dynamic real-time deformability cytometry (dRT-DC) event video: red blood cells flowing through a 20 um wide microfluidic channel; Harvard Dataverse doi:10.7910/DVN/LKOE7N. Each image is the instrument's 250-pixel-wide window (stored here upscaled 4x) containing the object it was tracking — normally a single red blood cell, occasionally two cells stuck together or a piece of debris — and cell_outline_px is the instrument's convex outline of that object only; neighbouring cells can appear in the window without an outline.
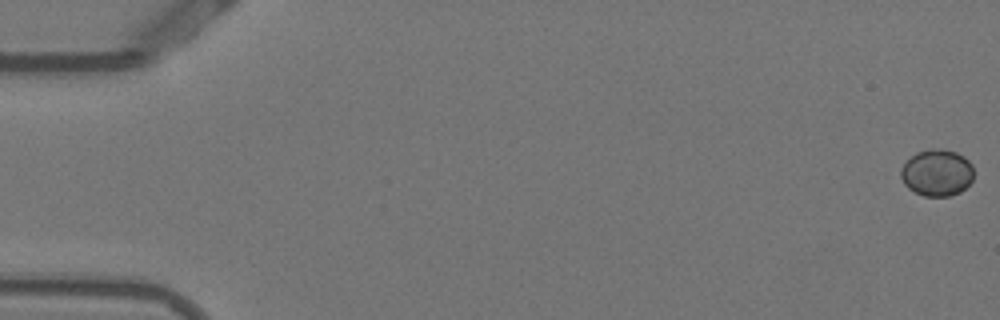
{"species": "Egyptian fruit bat (a non-hibernating species)", "species_latin": "Rousettus aegyptiacus", "temperature_condition": "warm", "stored_images_in_passage": 12, "camera_frame_rate_fps": 3000, "um_per_image_px": 0.085, "animal": {"sex": "female"}, "frame": {"image": 1, "passage_image": 1, "time_ms": 0.0, "image_size_px": [1000, 320], "cell_outline_px": [[972, 180], [960, 192], [948, 196], [924, 196], [908, 188], [904, 184], [900, 176], [900, 168], [916, 152], [932, 148], [940, 148], [956, 152], [964, 156], [972, 164]], "centroid_in_image_um": [79.62, 14.67], "position_along_channel_um": 5.4, "area_um2": 19.83}}